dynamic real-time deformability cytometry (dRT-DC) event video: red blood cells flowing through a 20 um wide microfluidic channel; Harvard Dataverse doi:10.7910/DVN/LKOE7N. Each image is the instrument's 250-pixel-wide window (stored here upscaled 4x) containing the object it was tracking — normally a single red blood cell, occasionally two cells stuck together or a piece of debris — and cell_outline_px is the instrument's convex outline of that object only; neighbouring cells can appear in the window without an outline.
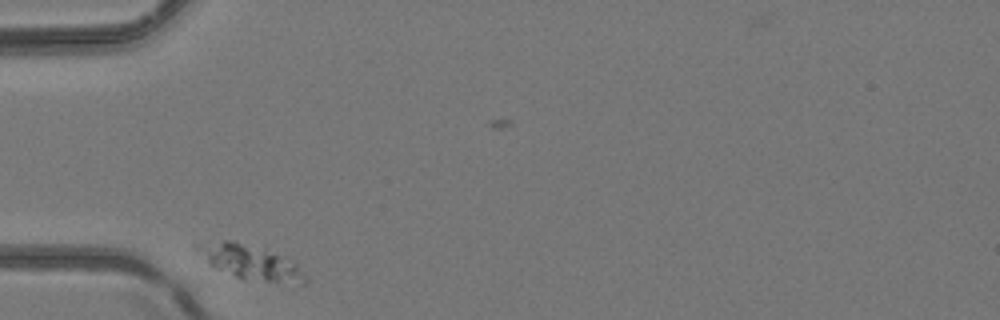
{"species": "common noctule bat (a hibernating species)", "species_latin": "Nyctalus noctula", "temperature_condition": "room temperature", "stored_images_in_passage": 29, "camera_frame_rate_fps": 3000, "um_per_image_px": 0.085, "animal": {"sex": "female", "body_mass_g": 24.6, "forearm_length_mm": 56.2}, "frame": {"image": 1, "passage_image": 1, "time_ms": 0.0, "image_size_px": [1000, 320], "cell_outline_px": [[308, 280], [304, 284], [300, 284], [240, 280], [208, 264], [192, 248], [192, 244], [224, 240], [232, 240], [292, 260], [308, 276]], "centroid_in_image_um": [21.24, 22.33], "position_along_channel_um": 63.8, "area_um2": 21.91}}
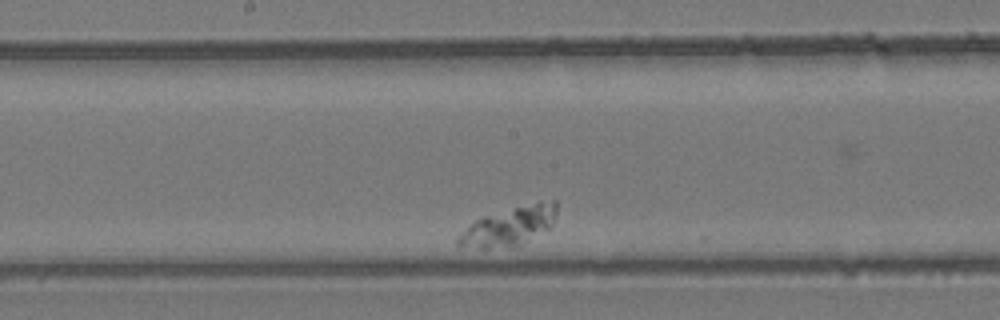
{"frame": {"image": 2, "passage_image": 14, "time_ms": 4.333, "image_size_px": [1000, 320], "cell_outline_px": [[556, 216], [548, 228], [520, 248], [480, 248], [456, 244], [456, 236], [476, 220], [484, 216], [540, 200], [556, 200]], "centroid_in_image_um": [43.32, 19.25], "position_along_channel_um": 204.9, "area_um2": 22.48}}
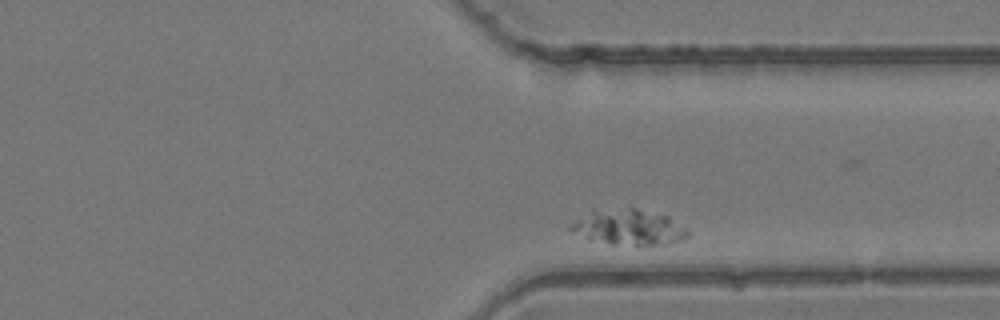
{"frame": {"image": 3, "passage_image": 27, "time_ms": 8.667, "image_size_px": [1000, 320], "cell_outline_px": [[688, 236], [680, 240], [664, 244], [612, 244], [588, 240], [568, 228], [568, 224], [592, 208], [636, 208], [668, 216], [688, 228]], "centroid_in_image_um": [53.37, 19.28], "position_along_channel_um": 358.0, "area_um2": 24.51}}